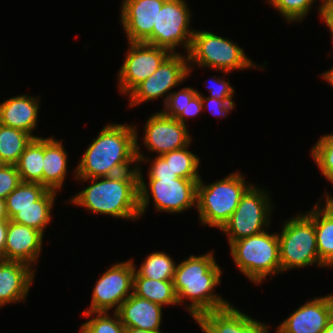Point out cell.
<instances>
[{
    "mask_svg": "<svg viewBox=\"0 0 333 333\" xmlns=\"http://www.w3.org/2000/svg\"><path fill=\"white\" fill-rule=\"evenodd\" d=\"M221 275L222 270L211 251L200 256L190 255L176 265L172 281L178 303L186 299L191 302L185 307L204 333L239 327L251 320V316L214 294Z\"/></svg>",
    "mask_w": 333,
    "mask_h": 333,
    "instance_id": "cell-1",
    "label": "cell"
},
{
    "mask_svg": "<svg viewBox=\"0 0 333 333\" xmlns=\"http://www.w3.org/2000/svg\"><path fill=\"white\" fill-rule=\"evenodd\" d=\"M136 129V126L130 124L105 126L84 152L75 169V179L109 177L138 171V166L130 169L129 165L148 159L140 152Z\"/></svg>",
    "mask_w": 333,
    "mask_h": 333,
    "instance_id": "cell-2",
    "label": "cell"
},
{
    "mask_svg": "<svg viewBox=\"0 0 333 333\" xmlns=\"http://www.w3.org/2000/svg\"><path fill=\"white\" fill-rule=\"evenodd\" d=\"M91 181L70 202L84 206L92 214H105L115 218L135 220L139 213V172L128 171L101 178H77Z\"/></svg>",
    "mask_w": 333,
    "mask_h": 333,
    "instance_id": "cell-3",
    "label": "cell"
},
{
    "mask_svg": "<svg viewBox=\"0 0 333 333\" xmlns=\"http://www.w3.org/2000/svg\"><path fill=\"white\" fill-rule=\"evenodd\" d=\"M230 253L235 265L252 283H262L267 276L281 271L278 234L266 230L231 242Z\"/></svg>",
    "mask_w": 333,
    "mask_h": 333,
    "instance_id": "cell-4",
    "label": "cell"
},
{
    "mask_svg": "<svg viewBox=\"0 0 333 333\" xmlns=\"http://www.w3.org/2000/svg\"><path fill=\"white\" fill-rule=\"evenodd\" d=\"M244 178L237 171L208 185H204L203 179H200L196 207L199 222L221 230L236 210L242 195L252 185L246 184Z\"/></svg>",
    "mask_w": 333,
    "mask_h": 333,
    "instance_id": "cell-5",
    "label": "cell"
},
{
    "mask_svg": "<svg viewBox=\"0 0 333 333\" xmlns=\"http://www.w3.org/2000/svg\"><path fill=\"white\" fill-rule=\"evenodd\" d=\"M278 234L281 271L301 268L321 262L314 228V206L304 214H298L284 222L281 233Z\"/></svg>",
    "mask_w": 333,
    "mask_h": 333,
    "instance_id": "cell-6",
    "label": "cell"
},
{
    "mask_svg": "<svg viewBox=\"0 0 333 333\" xmlns=\"http://www.w3.org/2000/svg\"><path fill=\"white\" fill-rule=\"evenodd\" d=\"M189 63V73L193 64L198 67H209L222 73L233 70L255 68L256 65L245 55L243 48L227 38L208 31L196 30L192 36L189 52L186 54ZM191 63H193L191 65Z\"/></svg>",
    "mask_w": 333,
    "mask_h": 333,
    "instance_id": "cell-7",
    "label": "cell"
},
{
    "mask_svg": "<svg viewBox=\"0 0 333 333\" xmlns=\"http://www.w3.org/2000/svg\"><path fill=\"white\" fill-rule=\"evenodd\" d=\"M137 170L139 172L140 216L146 212L151 196L155 205L154 207L159 212L181 213L192 207H197L198 181L180 177L148 178L149 186L147 187L139 165Z\"/></svg>",
    "mask_w": 333,
    "mask_h": 333,
    "instance_id": "cell-8",
    "label": "cell"
},
{
    "mask_svg": "<svg viewBox=\"0 0 333 333\" xmlns=\"http://www.w3.org/2000/svg\"><path fill=\"white\" fill-rule=\"evenodd\" d=\"M251 185L242 195L236 210L221 231L228 243L265 231L270 225L273 206L268 191Z\"/></svg>",
    "mask_w": 333,
    "mask_h": 333,
    "instance_id": "cell-9",
    "label": "cell"
},
{
    "mask_svg": "<svg viewBox=\"0 0 333 333\" xmlns=\"http://www.w3.org/2000/svg\"><path fill=\"white\" fill-rule=\"evenodd\" d=\"M191 16L186 0H166L158 12L152 34L143 43L164 48L171 54L177 53L176 47L182 44L188 53L196 30L189 28Z\"/></svg>",
    "mask_w": 333,
    "mask_h": 333,
    "instance_id": "cell-10",
    "label": "cell"
},
{
    "mask_svg": "<svg viewBox=\"0 0 333 333\" xmlns=\"http://www.w3.org/2000/svg\"><path fill=\"white\" fill-rule=\"evenodd\" d=\"M188 76H190L188 57L179 53L170 54L152 75L127 95L130 99L129 106L134 107L164 95L165 104L171 93L170 90L180 85L179 83H182Z\"/></svg>",
    "mask_w": 333,
    "mask_h": 333,
    "instance_id": "cell-11",
    "label": "cell"
},
{
    "mask_svg": "<svg viewBox=\"0 0 333 333\" xmlns=\"http://www.w3.org/2000/svg\"><path fill=\"white\" fill-rule=\"evenodd\" d=\"M134 261L128 260L113 264L96 281L91 305L83 312H117L120 305L133 294Z\"/></svg>",
    "mask_w": 333,
    "mask_h": 333,
    "instance_id": "cell-12",
    "label": "cell"
},
{
    "mask_svg": "<svg viewBox=\"0 0 333 333\" xmlns=\"http://www.w3.org/2000/svg\"><path fill=\"white\" fill-rule=\"evenodd\" d=\"M128 48L117 78L119 91L124 95L152 75L171 54L164 48L143 42H129Z\"/></svg>",
    "mask_w": 333,
    "mask_h": 333,
    "instance_id": "cell-13",
    "label": "cell"
},
{
    "mask_svg": "<svg viewBox=\"0 0 333 333\" xmlns=\"http://www.w3.org/2000/svg\"><path fill=\"white\" fill-rule=\"evenodd\" d=\"M144 128V146L158 156L188 146L192 141L186 125L161 111L151 115Z\"/></svg>",
    "mask_w": 333,
    "mask_h": 333,
    "instance_id": "cell-14",
    "label": "cell"
},
{
    "mask_svg": "<svg viewBox=\"0 0 333 333\" xmlns=\"http://www.w3.org/2000/svg\"><path fill=\"white\" fill-rule=\"evenodd\" d=\"M333 318V294L307 301L278 327L275 333H323Z\"/></svg>",
    "mask_w": 333,
    "mask_h": 333,
    "instance_id": "cell-15",
    "label": "cell"
},
{
    "mask_svg": "<svg viewBox=\"0 0 333 333\" xmlns=\"http://www.w3.org/2000/svg\"><path fill=\"white\" fill-rule=\"evenodd\" d=\"M166 0H123L121 25L129 42H144L157 23L158 12Z\"/></svg>",
    "mask_w": 333,
    "mask_h": 333,
    "instance_id": "cell-16",
    "label": "cell"
},
{
    "mask_svg": "<svg viewBox=\"0 0 333 333\" xmlns=\"http://www.w3.org/2000/svg\"><path fill=\"white\" fill-rule=\"evenodd\" d=\"M43 236L40 231L9 220L3 260L24 262L33 268L41 254Z\"/></svg>",
    "mask_w": 333,
    "mask_h": 333,
    "instance_id": "cell-17",
    "label": "cell"
},
{
    "mask_svg": "<svg viewBox=\"0 0 333 333\" xmlns=\"http://www.w3.org/2000/svg\"><path fill=\"white\" fill-rule=\"evenodd\" d=\"M34 272L27 263L0 259V307L26 302Z\"/></svg>",
    "mask_w": 333,
    "mask_h": 333,
    "instance_id": "cell-18",
    "label": "cell"
},
{
    "mask_svg": "<svg viewBox=\"0 0 333 333\" xmlns=\"http://www.w3.org/2000/svg\"><path fill=\"white\" fill-rule=\"evenodd\" d=\"M39 96L18 95L0 104V124L32 133L38 124Z\"/></svg>",
    "mask_w": 333,
    "mask_h": 333,
    "instance_id": "cell-19",
    "label": "cell"
},
{
    "mask_svg": "<svg viewBox=\"0 0 333 333\" xmlns=\"http://www.w3.org/2000/svg\"><path fill=\"white\" fill-rule=\"evenodd\" d=\"M125 327L143 330H160L162 306L147 299L131 294L117 311Z\"/></svg>",
    "mask_w": 333,
    "mask_h": 333,
    "instance_id": "cell-20",
    "label": "cell"
},
{
    "mask_svg": "<svg viewBox=\"0 0 333 333\" xmlns=\"http://www.w3.org/2000/svg\"><path fill=\"white\" fill-rule=\"evenodd\" d=\"M68 157L62 141L44 138L43 186L48 190L62 188L67 173Z\"/></svg>",
    "mask_w": 333,
    "mask_h": 333,
    "instance_id": "cell-21",
    "label": "cell"
},
{
    "mask_svg": "<svg viewBox=\"0 0 333 333\" xmlns=\"http://www.w3.org/2000/svg\"><path fill=\"white\" fill-rule=\"evenodd\" d=\"M314 228L316 244L321 262L326 267L333 266V211L326 205L314 206Z\"/></svg>",
    "mask_w": 333,
    "mask_h": 333,
    "instance_id": "cell-22",
    "label": "cell"
},
{
    "mask_svg": "<svg viewBox=\"0 0 333 333\" xmlns=\"http://www.w3.org/2000/svg\"><path fill=\"white\" fill-rule=\"evenodd\" d=\"M57 191L48 190L34 205L19 209L10 220L26 225L44 234L45 228L51 222V212Z\"/></svg>",
    "mask_w": 333,
    "mask_h": 333,
    "instance_id": "cell-23",
    "label": "cell"
},
{
    "mask_svg": "<svg viewBox=\"0 0 333 333\" xmlns=\"http://www.w3.org/2000/svg\"><path fill=\"white\" fill-rule=\"evenodd\" d=\"M133 294L162 307L179 304L173 281L147 279L136 272L133 277Z\"/></svg>",
    "mask_w": 333,
    "mask_h": 333,
    "instance_id": "cell-24",
    "label": "cell"
},
{
    "mask_svg": "<svg viewBox=\"0 0 333 333\" xmlns=\"http://www.w3.org/2000/svg\"><path fill=\"white\" fill-rule=\"evenodd\" d=\"M44 138H34L16 164L21 182L43 185Z\"/></svg>",
    "mask_w": 333,
    "mask_h": 333,
    "instance_id": "cell-25",
    "label": "cell"
},
{
    "mask_svg": "<svg viewBox=\"0 0 333 333\" xmlns=\"http://www.w3.org/2000/svg\"><path fill=\"white\" fill-rule=\"evenodd\" d=\"M34 139L29 133L0 124V156L6 165H16Z\"/></svg>",
    "mask_w": 333,
    "mask_h": 333,
    "instance_id": "cell-26",
    "label": "cell"
},
{
    "mask_svg": "<svg viewBox=\"0 0 333 333\" xmlns=\"http://www.w3.org/2000/svg\"><path fill=\"white\" fill-rule=\"evenodd\" d=\"M176 265L170 255L164 252H153L149 254L138 270L134 264L135 272L147 279L172 281Z\"/></svg>",
    "mask_w": 333,
    "mask_h": 333,
    "instance_id": "cell-27",
    "label": "cell"
},
{
    "mask_svg": "<svg viewBox=\"0 0 333 333\" xmlns=\"http://www.w3.org/2000/svg\"><path fill=\"white\" fill-rule=\"evenodd\" d=\"M48 189L40 183L21 182L7 197L6 211L9 220L19 209L34 205Z\"/></svg>",
    "mask_w": 333,
    "mask_h": 333,
    "instance_id": "cell-28",
    "label": "cell"
},
{
    "mask_svg": "<svg viewBox=\"0 0 333 333\" xmlns=\"http://www.w3.org/2000/svg\"><path fill=\"white\" fill-rule=\"evenodd\" d=\"M187 147L189 145L168 152L162 155V157L169 162L170 167L178 177L199 181L201 179V176L198 174L200 159L193 152L189 151Z\"/></svg>",
    "mask_w": 333,
    "mask_h": 333,
    "instance_id": "cell-29",
    "label": "cell"
},
{
    "mask_svg": "<svg viewBox=\"0 0 333 333\" xmlns=\"http://www.w3.org/2000/svg\"><path fill=\"white\" fill-rule=\"evenodd\" d=\"M92 314L96 317L82 324L80 333H125L126 327L121 323L117 312H114L113 317L108 312H83L84 317Z\"/></svg>",
    "mask_w": 333,
    "mask_h": 333,
    "instance_id": "cell-30",
    "label": "cell"
},
{
    "mask_svg": "<svg viewBox=\"0 0 333 333\" xmlns=\"http://www.w3.org/2000/svg\"><path fill=\"white\" fill-rule=\"evenodd\" d=\"M311 156L327 181H333V133L323 135L311 148Z\"/></svg>",
    "mask_w": 333,
    "mask_h": 333,
    "instance_id": "cell-31",
    "label": "cell"
},
{
    "mask_svg": "<svg viewBox=\"0 0 333 333\" xmlns=\"http://www.w3.org/2000/svg\"><path fill=\"white\" fill-rule=\"evenodd\" d=\"M288 21H302L309 14L315 0H267Z\"/></svg>",
    "mask_w": 333,
    "mask_h": 333,
    "instance_id": "cell-32",
    "label": "cell"
},
{
    "mask_svg": "<svg viewBox=\"0 0 333 333\" xmlns=\"http://www.w3.org/2000/svg\"><path fill=\"white\" fill-rule=\"evenodd\" d=\"M191 87H186L180 91H172L168 96L164 109L161 111L168 117L176 118L185 108L187 100H191L198 92Z\"/></svg>",
    "mask_w": 333,
    "mask_h": 333,
    "instance_id": "cell-33",
    "label": "cell"
},
{
    "mask_svg": "<svg viewBox=\"0 0 333 333\" xmlns=\"http://www.w3.org/2000/svg\"><path fill=\"white\" fill-rule=\"evenodd\" d=\"M21 183L16 165H5L0 169V198L6 197Z\"/></svg>",
    "mask_w": 333,
    "mask_h": 333,
    "instance_id": "cell-34",
    "label": "cell"
},
{
    "mask_svg": "<svg viewBox=\"0 0 333 333\" xmlns=\"http://www.w3.org/2000/svg\"><path fill=\"white\" fill-rule=\"evenodd\" d=\"M201 96L203 109L207 107L209 111L217 117H225L228 115L229 111L234 109V100L232 99H216L210 97H204L197 91ZM207 103V104H206ZM205 104V105H204Z\"/></svg>",
    "mask_w": 333,
    "mask_h": 333,
    "instance_id": "cell-35",
    "label": "cell"
},
{
    "mask_svg": "<svg viewBox=\"0 0 333 333\" xmlns=\"http://www.w3.org/2000/svg\"><path fill=\"white\" fill-rule=\"evenodd\" d=\"M151 166L148 171L149 178H179L176 173L173 172L172 168L162 156H157L151 162Z\"/></svg>",
    "mask_w": 333,
    "mask_h": 333,
    "instance_id": "cell-36",
    "label": "cell"
},
{
    "mask_svg": "<svg viewBox=\"0 0 333 333\" xmlns=\"http://www.w3.org/2000/svg\"><path fill=\"white\" fill-rule=\"evenodd\" d=\"M211 87L208 88L210 91V98L216 99H232L234 95V88L230 85L229 81L222 80L221 78L211 79Z\"/></svg>",
    "mask_w": 333,
    "mask_h": 333,
    "instance_id": "cell-37",
    "label": "cell"
},
{
    "mask_svg": "<svg viewBox=\"0 0 333 333\" xmlns=\"http://www.w3.org/2000/svg\"><path fill=\"white\" fill-rule=\"evenodd\" d=\"M202 110L204 111L201 96L197 93L191 100H187L184 110L175 119L186 125V118H192Z\"/></svg>",
    "mask_w": 333,
    "mask_h": 333,
    "instance_id": "cell-38",
    "label": "cell"
},
{
    "mask_svg": "<svg viewBox=\"0 0 333 333\" xmlns=\"http://www.w3.org/2000/svg\"><path fill=\"white\" fill-rule=\"evenodd\" d=\"M319 6V15L321 19L324 20L326 26H328L329 31H331L330 33L333 39V0H325Z\"/></svg>",
    "mask_w": 333,
    "mask_h": 333,
    "instance_id": "cell-39",
    "label": "cell"
},
{
    "mask_svg": "<svg viewBox=\"0 0 333 333\" xmlns=\"http://www.w3.org/2000/svg\"><path fill=\"white\" fill-rule=\"evenodd\" d=\"M8 221L9 220L0 221V259H3L7 229H8Z\"/></svg>",
    "mask_w": 333,
    "mask_h": 333,
    "instance_id": "cell-40",
    "label": "cell"
},
{
    "mask_svg": "<svg viewBox=\"0 0 333 333\" xmlns=\"http://www.w3.org/2000/svg\"><path fill=\"white\" fill-rule=\"evenodd\" d=\"M9 220L7 211H6V199L0 198V221Z\"/></svg>",
    "mask_w": 333,
    "mask_h": 333,
    "instance_id": "cell-41",
    "label": "cell"
},
{
    "mask_svg": "<svg viewBox=\"0 0 333 333\" xmlns=\"http://www.w3.org/2000/svg\"><path fill=\"white\" fill-rule=\"evenodd\" d=\"M125 333H163V332H161V330L151 331V330L137 329L133 327H126Z\"/></svg>",
    "mask_w": 333,
    "mask_h": 333,
    "instance_id": "cell-42",
    "label": "cell"
},
{
    "mask_svg": "<svg viewBox=\"0 0 333 333\" xmlns=\"http://www.w3.org/2000/svg\"><path fill=\"white\" fill-rule=\"evenodd\" d=\"M322 77L324 80H327V82L333 87V67L328 71L322 73Z\"/></svg>",
    "mask_w": 333,
    "mask_h": 333,
    "instance_id": "cell-43",
    "label": "cell"
},
{
    "mask_svg": "<svg viewBox=\"0 0 333 333\" xmlns=\"http://www.w3.org/2000/svg\"><path fill=\"white\" fill-rule=\"evenodd\" d=\"M333 184V181L331 182ZM325 204L329 209L333 211V197L328 195V193L325 195Z\"/></svg>",
    "mask_w": 333,
    "mask_h": 333,
    "instance_id": "cell-44",
    "label": "cell"
},
{
    "mask_svg": "<svg viewBox=\"0 0 333 333\" xmlns=\"http://www.w3.org/2000/svg\"><path fill=\"white\" fill-rule=\"evenodd\" d=\"M323 333H333V318L329 321Z\"/></svg>",
    "mask_w": 333,
    "mask_h": 333,
    "instance_id": "cell-45",
    "label": "cell"
},
{
    "mask_svg": "<svg viewBox=\"0 0 333 333\" xmlns=\"http://www.w3.org/2000/svg\"><path fill=\"white\" fill-rule=\"evenodd\" d=\"M6 164H5V162L3 161V159L1 158V156H0V169L2 168V167H4Z\"/></svg>",
    "mask_w": 333,
    "mask_h": 333,
    "instance_id": "cell-46",
    "label": "cell"
}]
</instances>
